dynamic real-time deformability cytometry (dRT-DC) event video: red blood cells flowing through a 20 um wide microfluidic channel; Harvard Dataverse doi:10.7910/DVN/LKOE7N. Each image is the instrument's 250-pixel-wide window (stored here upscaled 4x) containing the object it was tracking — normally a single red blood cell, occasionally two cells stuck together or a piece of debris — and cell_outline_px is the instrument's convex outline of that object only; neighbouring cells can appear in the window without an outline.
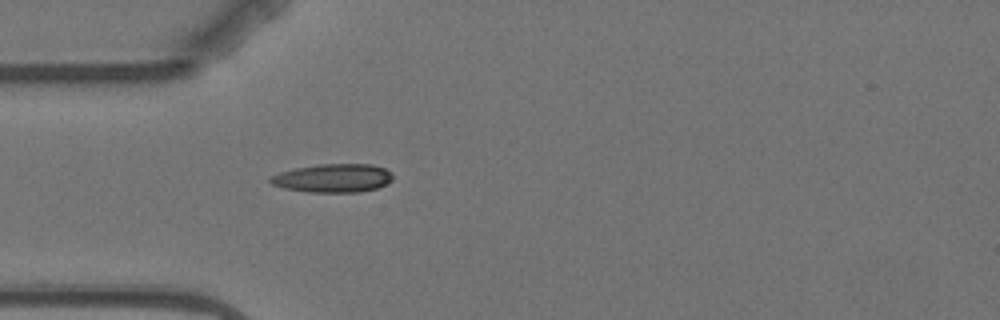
{"species": "Egyptian fruit bat (a non-hibernating species)", "species_latin": "Rousettus aegyptiacus", "temperature_condition": "warm", "stored_images_in_passage": 1, "camera_frame_rate_fps": 3000, "um_per_image_px": 0.085, "animal": {"sex": "female"}, "frame": {"image": 1, "passage_image": 1, "time_ms": 0.0, "image_size_px": [1000, 320], "cell_outline_px": [[392, 180], [376, 188], [360, 192], [308, 192], [284, 188], [272, 184], [268, 180], [272, 176], [280, 172], [296, 168], [316, 164], [372, 164], [384, 168], [392, 172]], "centroid_in_image_um": [28.31, 15.13], "position_along_channel_um": 56.7, "area_um2": 20.29}}